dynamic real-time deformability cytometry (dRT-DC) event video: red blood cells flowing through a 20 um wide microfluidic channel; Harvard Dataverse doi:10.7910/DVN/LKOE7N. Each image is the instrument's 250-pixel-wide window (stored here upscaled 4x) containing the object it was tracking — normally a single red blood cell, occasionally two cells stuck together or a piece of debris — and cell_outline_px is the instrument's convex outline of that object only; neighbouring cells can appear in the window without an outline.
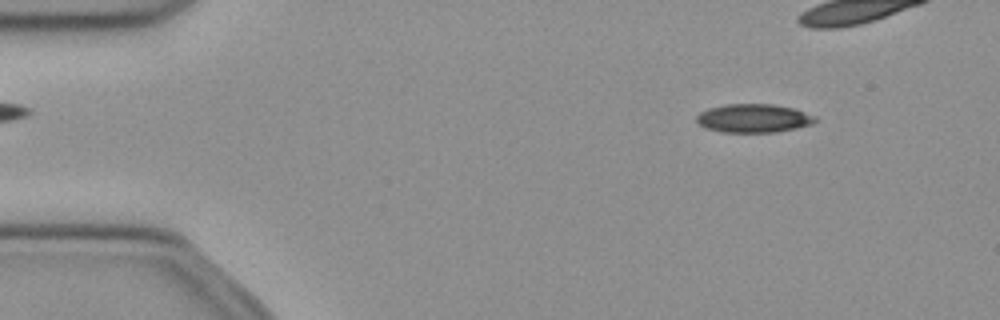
{"species": "common noctule bat (a hibernating species)", "species_latin": "Nyctalus noctula", "temperature_condition": "cold", "stored_images_in_passage": 40, "camera_frame_rate_fps": 3000, "um_per_image_px": 0.085, "animal": {"sex": "female", "body_mass_g": 21.9}, "frame": {"image": 1, "passage_image": 6, "time_ms": 1.667, "image_size_px": [1000, 320], "cell_outline_px": [[816, 120], [812, 124], [796, 128], [776, 132], [724, 132], [704, 128], [696, 120], [696, 116], [700, 112], [708, 108], [724, 104], [772, 104], [792, 108], [816, 116]], "centroid_in_image_um": [64.03, 10.05], "position_along_channel_um": 21.0, "area_um2": 19.71}}
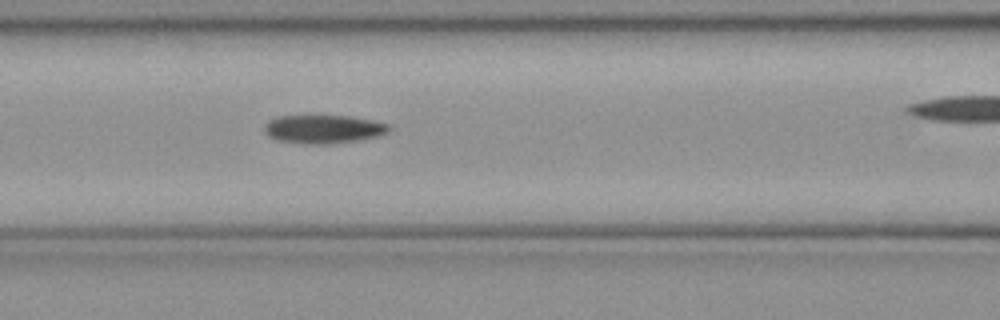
{"frame": {"image": 2, "passage_image": 21, "time_ms": 6.667, "image_size_px": [1000, 320], "cell_outline_px": [[392, 128], [388, 132], [376, 136], [356, 140], [328, 144], [304, 144], [276, 140], [268, 136], [264, 132], [264, 124], [268, 120], [276, 116], [352, 116], [372, 120], [388, 124]], "centroid_in_image_um": [27.44, 10.97], "position_along_channel_um": 139.2, "area_um2": 20.75}}
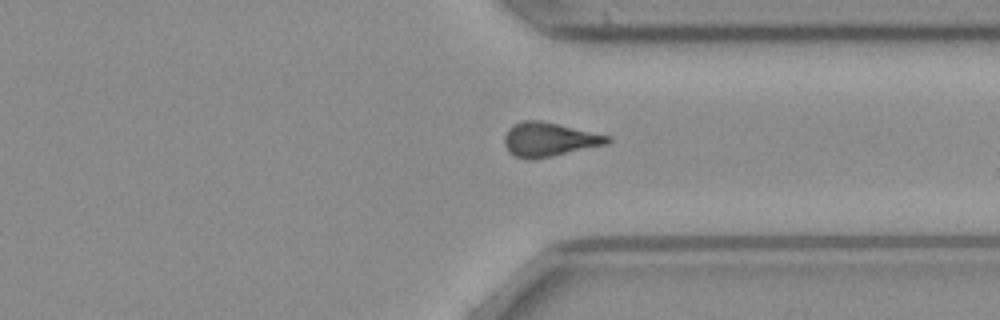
{"frame": {"image": 3, "passage_image": 38, "time_ms": 12.333, "image_size_px": [1000, 320], "cell_outline_px": [[612, 140], [608, 144], [552, 156], [532, 160], [528, 160], [516, 156], [508, 152], [504, 144], [504, 136], [508, 128], [524, 120], [540, 120], [612, 136]], "centroid_in_image_um": [46.68, 11.86], "position_along_channel_um": 364.7, "area_um2": 20.52}}